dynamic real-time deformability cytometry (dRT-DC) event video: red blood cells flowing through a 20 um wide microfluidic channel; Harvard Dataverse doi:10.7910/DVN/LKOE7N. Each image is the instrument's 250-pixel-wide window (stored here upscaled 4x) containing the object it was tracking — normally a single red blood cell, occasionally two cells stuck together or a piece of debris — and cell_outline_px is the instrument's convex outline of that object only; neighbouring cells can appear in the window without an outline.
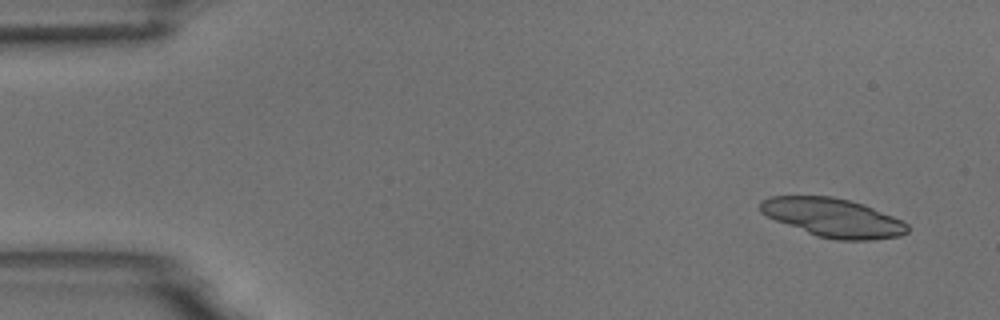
{"species": "common noctule bat (a hibernating species)", "species_latin": "Nyctalus noctula", "temperature_condition": "room temperature", "stored_images_in_passage": 4, "camera_frame_rate_fps": 3000, "um_per_image_px": 0.085, "animal": {"sex": "male", "body_mass_g": 18.8}, "frame": {"image": 1, "passage_image": 1, "time_ms": 0.0, "image_size_px": [1000, 320], "cell_outline_px": [[908, 232], [900, 236], [872, 240], [836, 240], [816, 236], [776, 220], [760, 212], [760, 200], [768, 196], [832, 196], [864, 204], [892, 216], [908, 224]], "centroid_in_image_um": [70.8, 18.5], "position_along_channel_um": 14.2, "area_um2": 33.12}}